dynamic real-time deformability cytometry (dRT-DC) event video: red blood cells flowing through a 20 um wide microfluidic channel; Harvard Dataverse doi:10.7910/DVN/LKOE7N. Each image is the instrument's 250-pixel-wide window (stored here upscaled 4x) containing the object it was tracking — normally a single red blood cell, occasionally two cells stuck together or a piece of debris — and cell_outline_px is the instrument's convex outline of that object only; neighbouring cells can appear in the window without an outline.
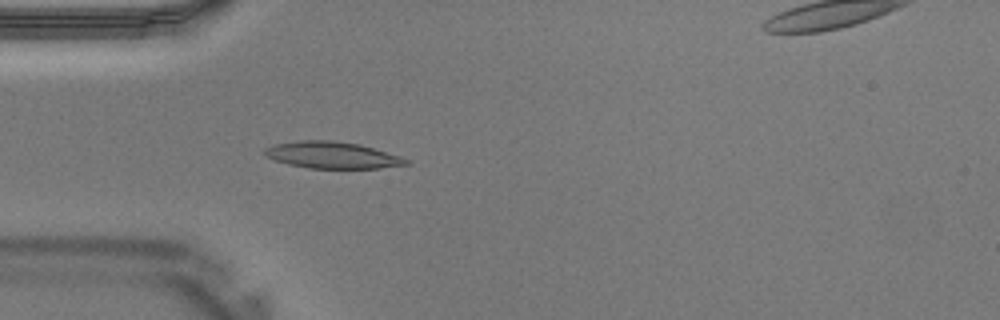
{"species": "Egyptian fruit bat (a non-hibernating species)", "species_latin": "Rousettus aegyptiacus", "temperature_condition": "warm", "stored_images_in_passage": 35, "camera_frame_rate_fps": 3000, "um_per_image_px": 0.085, "animal": {"sex": "male"}, "frame": {"image": 1, "passage_image": 6, "time_ms": 1.667, "image_size_px": [1000, 320], "cell_outline_px": [[412, 164], [380, 168], [308, 168], [288, 164], [276, 160], [268, 156], [264, 152], [264, 148], [276, 144], [300, 140], [332, 140], [360, 144], [400, 156], [412, 160]], "centroid_in_image_um": [28.3, 13.18], "position_along_channel_um": 56.7, "area_um2": 21.96}}
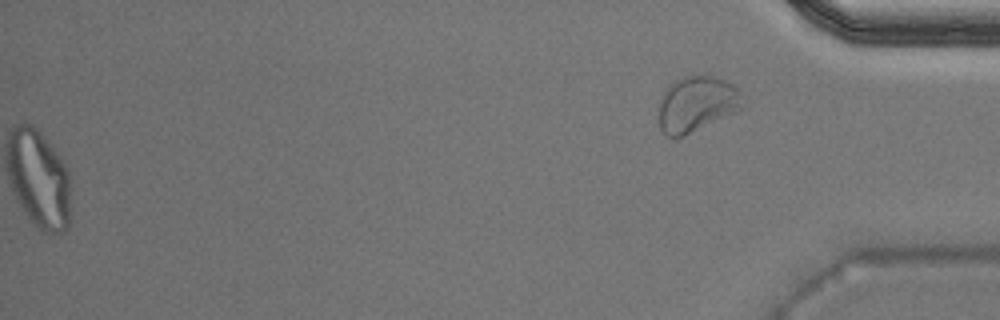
{"frame": {"image": 2, "passage_image": 35, "time_ms": 11.333, "image_size_px": [1000, 320], "cell_outline_px": [[748, 108], [684, 136], [664, 136], [660, 128], [660, 100], [668, 84], [684, 76], [712, 76], [724, 80], [732, 84], [748, 100]], "centroid_in_image_um": [59.32, 8.85], "position_along_channel_um": 375.9, "area_um2": 27.8}}